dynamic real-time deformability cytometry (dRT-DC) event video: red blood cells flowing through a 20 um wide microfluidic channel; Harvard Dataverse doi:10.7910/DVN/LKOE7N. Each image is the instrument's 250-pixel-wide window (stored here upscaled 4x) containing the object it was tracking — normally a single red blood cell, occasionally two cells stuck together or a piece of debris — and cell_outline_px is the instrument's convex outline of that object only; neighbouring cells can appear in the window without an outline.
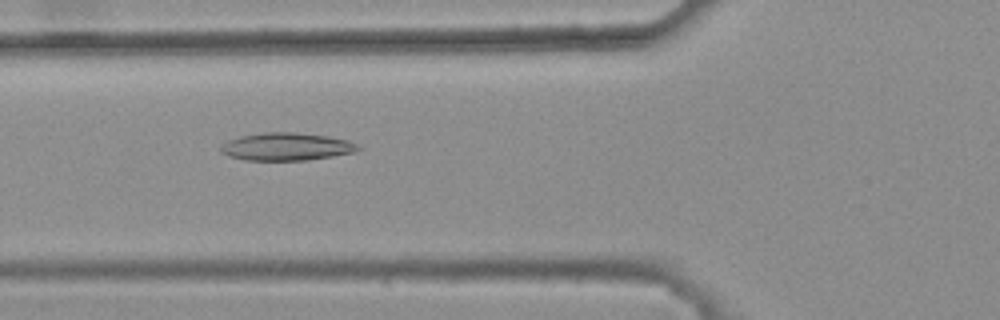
{"species": "common noctule bat (a hibernating species)", "species_latin": "Nyctalus noctula", "temperature_condition": "warm", "stored_images_in_passage": 39, "camera_frame_rate_fps": 3000, "um_per_image_px": 0.085, "animal": {"sex": "female", "body_mass_g": 25.1}, "frame": {"image": 1, "passage_image": 11, "time_ms": 3.333, "image_size_px": [1000, 320], "cell_outline_px": [[364, 148], [352, 152], [332, 156], [308, 160], [244, 160], [228, 156], [220, 152], [220, 148], [228, 140], [240, 136], [264, 132], [296, 132], [328, 136], [348, 140]], "centroid_in_image_um": [24.34, 12.46], "position_along_channel_um": 101.5, "area_um2": 22.2}}
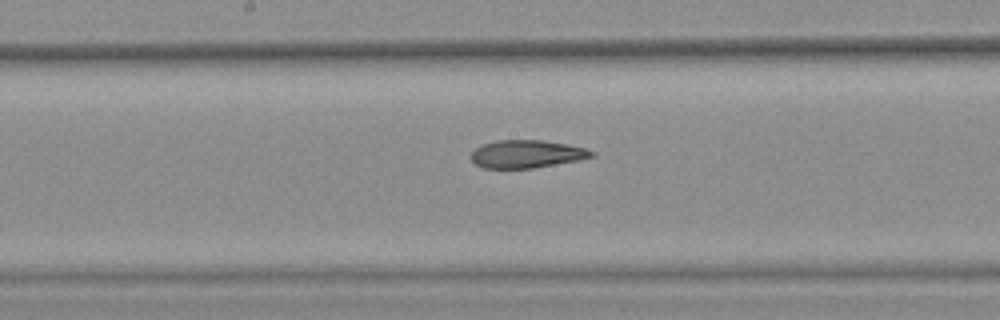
{"frame": {"image": 2, "passage_image": 19, "time_ms": 6.0, "image_size_px": [1000, 320], "cell_outline_px": [[596, 156], [580, 160], [532, 168], [484, 168], [476, 164], [472, 160], [472, 152], [480, 144], [496, 140], [540, 140], [568, 144], [588, 148], [596, 152]], "centroid_in_image_um": [44.82, 13.08], "position_along_channel_um": 203.4, "area_um2": 19.71}}
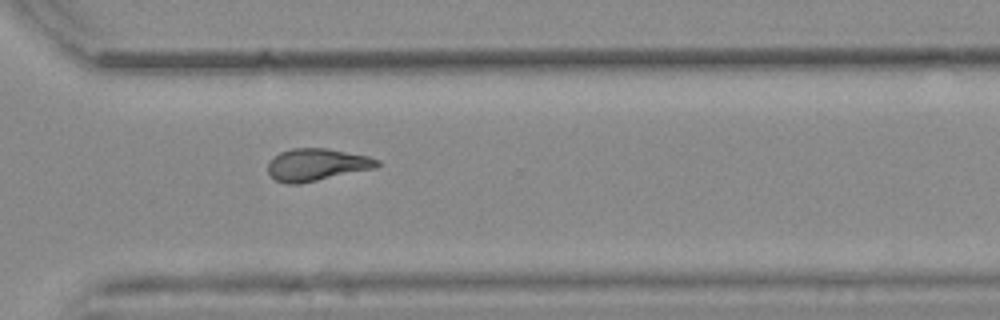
{"frame": {"image": 3, "passage_image": 30, "time_ms": 9.667, "image_size_px": [1000, 320], "cell_outline_px": [[380, 164], [376, 168], [300, 184], [284, 184], [276, 180], [268, 172], [268, 164], [280, 152], [292, 148], [328, 148], [368, 156], [380, 160]], "centroid_in_image_um": [26.95, 14.0], "position_along_channel_um": 343.7, "area_um2": 20.58}, "authors_computed_cell_mechanics": {"area_um2": 20.5768, "velocity_mm_per_s": 3.8259, "shape_relaxation_time_tau1_ms": null, "shape_relaxation_time_tau2_ms": 3.8338, "deformation_change_tau1": null, "deformation_change_tau2": 0.1282}}